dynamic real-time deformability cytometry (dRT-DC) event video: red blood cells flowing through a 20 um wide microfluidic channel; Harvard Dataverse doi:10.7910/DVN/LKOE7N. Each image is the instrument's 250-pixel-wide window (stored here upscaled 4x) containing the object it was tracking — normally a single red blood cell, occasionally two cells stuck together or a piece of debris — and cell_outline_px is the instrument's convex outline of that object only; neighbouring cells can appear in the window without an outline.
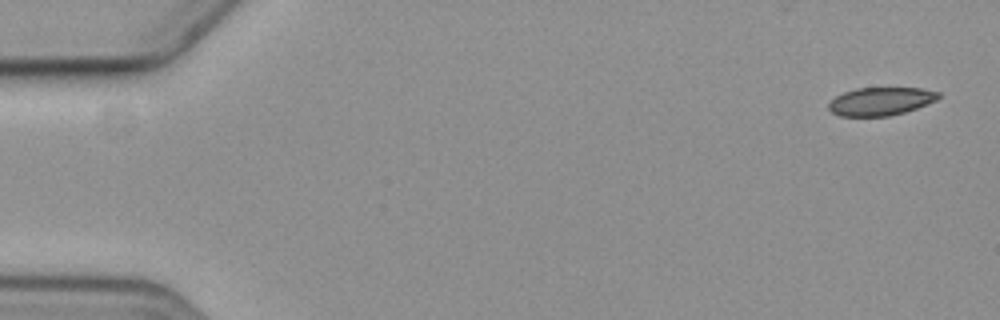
{"species": "common noctule bat (a hibernating species)", "species_latin": "Nyctalus noctula", "temperature_condition": "cold", "stored_images_in_passage": 11, "camera_frame_rate_fps": 3000, "um_per_image_px": 0.085, "animal": {"sex": "female", "body_mass_g": 19.3, "forearm_length_mm": 54.1}, "frame": {"image": 1, "passage_image": 1, "time_ms": 0.0, "image_size_px": [1000, 320], "cell_outline_px": [[940, 96], [936, 100], [916, 108], [904, 112], [888, 116], [840, 116], [832, 112], [828, 108], [828, 104], [836, 96], [844, 92], [856, 88], [920, 88], [940, 92]], "centroid_in_image_um": [74.85, 8.61], "position_along_channel_um": 10.2, "area_um2": 17.86}}
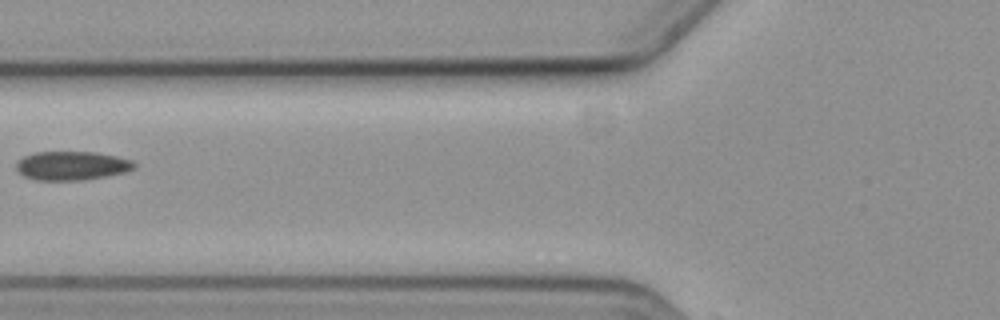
{"frame": {"image": 2, "passage_image": 6, "time_ms": 7.0, "image_size_px": [1000, 320], "cell_outline_px": [[136, 168], [124, 172], [108, 176], [84, 180], [36, 180], [24, 176], [16, 172], [16, 160], [24, 156], [36, 152], [96, 152], [116, 156], [132, 160], [136, 164]], "centroid_in_image_um": [6.09, 14.09], "position_along_channel_um": 119.7, "area_um2": 20.06}}
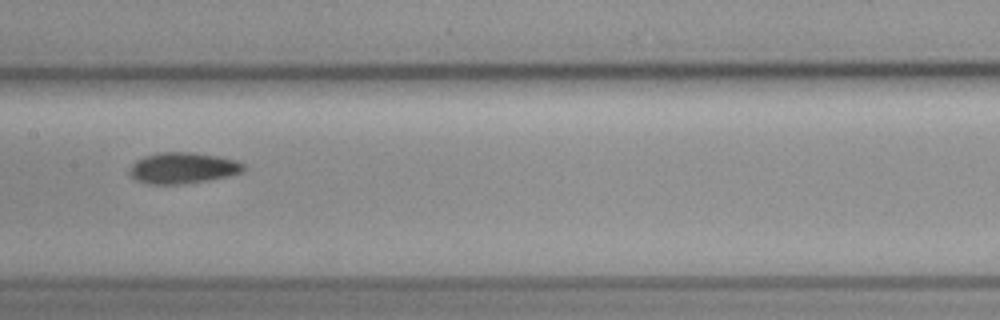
{"frame": {"image": 3, "passage_image": 8, "time_ms": 9.0, "image_size_px": [1000, 320], "cell_outline_px": [[248, 168], [244, 172], [228, 176], [208, 180], [180, 184], [148, 184], [136, 180], [128, 176], [128, 172], [132, 164], [136, 160], [144, 156], [156, 152], [192, 152], [216, 156], [236, 160], [244, 164]], "centroid_in_image_um": [15.53, 14.28], "position_along_channel_um": 191.9, "area_um2": 20.92}}